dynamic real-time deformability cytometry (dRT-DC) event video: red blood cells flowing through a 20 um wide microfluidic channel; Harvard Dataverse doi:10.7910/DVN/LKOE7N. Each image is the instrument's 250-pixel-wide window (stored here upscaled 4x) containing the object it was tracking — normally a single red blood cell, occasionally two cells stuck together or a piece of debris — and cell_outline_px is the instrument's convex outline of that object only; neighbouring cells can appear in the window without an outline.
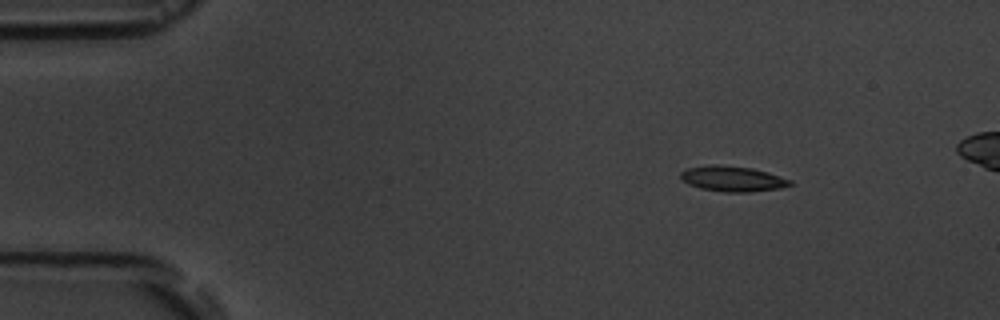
{"species": "common noctule bat (a hibernating species)", "species_latin": "Nyctalus noctula", "temperature_condition": "room temperature", "stored_images_in_passage": 17, "camera_frame_rate_fps": 3000, "um_per_image_px": 0.085, "animal": {"sex": "male", "body_mass_g": 19.5, "forearm_length_mm": 54.6}, "frame": {"image": 1, "passage_image": 2, "time_ms": 1.333, "image_size_px": [1000, 320], "cell_outline_px": [[792, 184], [780, 188], [748, 192], [724, 192], [700, 188], [688, 184], [680, 180], [680, 172], [688, 168], [712, 164], [716, 164], [752, 168], [768, 172], [792, 180]], "centroid_in_image_um": [62.24, 15.19], "position_along_channel_um": 22.8, "area_um2": 16.24}}
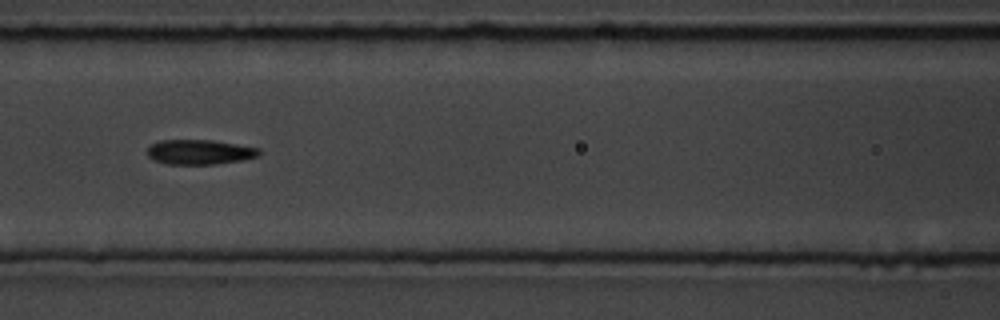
{"frame": {"image": 2, "passage_image": 7, "time_ms": 7.0, "image_size_px": [1000, 320], "cell_outline_px": [[260, 156], [240, 160], [216, 164], [164, 164], [148, 156], [148, 148], [152, 144], [160, 140], [212, 140], [260, 148]], "centroid_in_image_um": [16.98, 12.92], "position_along_channel_um": 149.6, "area_um2": 16.07}}
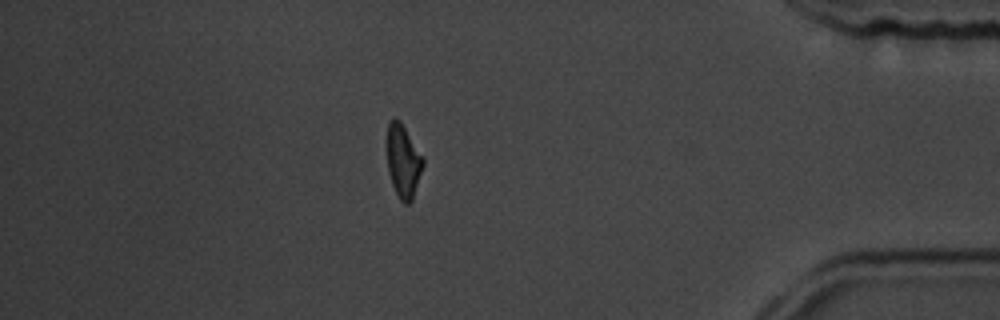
{"frame": {"image": 3, "passage_image": 14, "time_ms": 15.0, "image_size_px": [1000, 320], "cell_outline_px": [[424, 164], [412, 200], [408, 204], [404, 204], [400, 200], [392, 184], [388, 172], [384, 140], [388, 120], [392, 116], [396, 116], [400, 120], [424, 156]], "centroid_in_image_um": [34.22, 13.59], "position_along_channel_um": 401.0, "area_um2": 16.24}, "authors_computed_cell_mechanics": {"area_um2": 16.0684, "velocity_mm_per_s": 3.6458, "shape_relaxation_time_tau1_ms": null, "shape_relaxation_time_tau2_ms": 7.269, "deformation_change_tau1": null, "deformation_change_tau2": 0.1402}}